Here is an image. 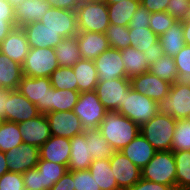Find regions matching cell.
<instances>
[{"mask_svg": "<svg viewBox=\"0 0 190 190\" xmlns=\"http://www.w3.org/2000/svg\"><path fill=\"white\" fill-rule=\"evenodd\" d=\"M98 130L115 151L123 149L140 133L134 121L117 111H107Z\"/></svg>", "mask_w": 190, "mask_h": 190, "instance_id": "1", "label": "cell"}, {"mask_svg": "<svg viewBox=\"0 0 190 190\" xmlns=\"http://www.w3.org/2000/svg\"><path fill=\"white\" fill-rule=\"evenodd\" d=\"M177 120L172 116L158 113L140 127V133L156 151L171 150Z\"/></svg>", "mask_w": 190, "mask_h": 190, "instance_id": "2", "label": "cell"}, {"mask_svg": "<svg viewBox=\"0 0 190 190\" xmlns=\"http://www.w3.org/2000/svg\"><path fill=\"white\" fill-rule=\"evenodd\" d=\"M117 112L141 127L159 113V103L131 89Z\"/></svg>", "mask_w": 190, "mask_h": 190, "instance_id": "3", "label": "cell"}, {"mask_svg": "<svg viewBox=\"0 0 190 190\" xmlns=\"http://www.w3.org/2000/svg\"><path fill=\"white\" fill-rule=\"evenodd\" d=\"M142 179L176 187V162L171 150L157 151L141 169Z\"/></svg>", "mask_w": 190, "mask_h": 190, "instance_id": "4", "label": "cell"}, {"mask_svg": "<svg viewBox=\"0 0 190 190\" xmlns=\"http://www.w3.org/2000/svg\"><path fill=\"white\" fill-rule=\"evenodd\" d=\"M159 112L176 120L190 118V84L186 80L171 84L169 94L159 102Z\"/></svg>", "mask_w": 190, "mask_h": 190, "instance_id": "5", "label": "cell"}, {"mask_svg": "<svg viewBox=\"0 0 190 190\" xmlns=\"http://www.w3.org/2000/svg\"><path fill=\"white\" fill-rule=\"evenodd\" d=\"M17 90L37 106L41 114L51 112L52 86L50 77L22 76Z\"/></svg>", "mask_w": 190, "mask_h": 190, "instance_id": "6", "label": "cell"}, {"mask_svg": "<svg viewBox=\"0 0 190 190\" xmlns=\"http://www.w3.org/2000/svg\"><path fill=\"white\" fill-rule=\"evenodd\" d=\"M76 16L79 31L105 34L110 24L106 3L82 2L76 9Z\"/></svg>", "mask_w": 190, "mask_h": 190, "instance_id": "7", "label": "cell"}, {"mask_svg": "<svg viewBox=\"0 0 190 190\" xmlns=\"http://www.w3.org/2000/svg\"><path fill=\"white\" fill-rule=\"evenodd\" d=\"M59 67L54 48H30L22 65L24 76L50 77Z\"/></svg>", "mask_w": 190, "mask_h": 190, "instance_id": "8", "label": "cell"}, {"mask_svg": "<svg viewBox=\"0 0 190 190\" xmlns=\"http://www.w3.org/2000/svg\"><path fill=\"white\" fill-rule=\"evenodd\" d=\"M73 112L78 116L85 129H98L107 110L94 90L79 94Z\"/></svg>", "mask_w": 190, "mask_h": 190, "instance_id": "9", "label": "cell"}, {"mask_svg": "<svg viewBox=\"0 0 190 190\" xmlns=\"http://www.w3.org/2000/svg\"><path fill=\"white\" fill-rule=\"evenodd\" d=\"M131 89L130 78H116L98 81L95 91L107 111H117Z\"/></svg>", "mask_w": 190, "mask_h": 190, "instance_id": "10", "label": "cell"}, {"mask_svg": "<svg viewBox=\"0 0 190 190\" xmlns=\"http://www.w3.org/2000/svg\"><path fill=\"white\" fill-rule=\"evenodd\" d=\"M39 22L63 38L76 36L79 32L76 11L51 7Z\"/></svg>", "mask_w": 190, "mask_h": 190, "instance_id": "11", "label": "cell"}, {"mask_svg": "<svg viewBox=\"0 0 190 190\" xmlns=\"http://www.w3.org/2000/svg\"><path fill=\"white\" fill-rule=\"evenodd\" d=\"M7 159L9 172L23 174L24 172L36 168L40 160V150L38 147L22 142L18 147H13L8 152H4Z\"/></svg>", "mask_w": 190, "mask_h": 190, "instance_id": "12", "label": "cell"}, {"mask_svg": "<svg viewBox=\"0 0 190 190\" xmlns=\"http://www.w3.org/2000/svg\"><path fill=\"white\" fill-rule=\"evenodd\" d=\"M45 115L53 136L71 139L85 131L80 119L73 110L48 112Z\"/></svg>", "mask_w": 190, "mask_h": 190, "instance_id": "13", "label": "cell"}, {"mask_svg": "<svg viewBox=\"0 0 190 190\" xmlns=\"http://www.w3.org/2000/svg\"><path fill=\"white\" fill-rule=\"evenodd\" d=\"M110 166L121 190H128L142 178L141 169L131 162L121 151H116L112 154Z\"/></svg>", "mask_w": 190, "mask_h": 190, "instance_id": "14", "label": "cell"}, {"mask_svg": "<svg viewBox=\"0 0 190 190\" xmlns=\"http://www.w3.org/2000/svg\"><path fill=\"white\" fill-rule=\"evenodd\" d=\"M130 83L133 90L146 95L158 103L169 94L171 87V83L157 77L149 71L131 77Z\"/></svg>", "mask_w": 190, "mask_h": 190, "instance_id": "15", "label": "cell"}, {"mask_svg": "<svg viewBox=\"0 0 190 190\" xmlns=\"http://www.w3.org/2000/svg\"><path fill=\"white\" fill-rule=\"evenodd\" d=\"M98 81H108L116 78H127L122 61L121 51L108 48L94 60Z\"/></svg>", "mask_w": 190, "mask_h": 190, "instance_id": "16", "label": "cell"}, {"mask_svg": "<svg viewBox=\"0 0 190 190\" xmlns=\"http://www.w3.org/2000/svg\"><path fill=\"white\" fill-rule=\"evenodd\" d=\"M19 130L24 143L38 148L52 136L45 114L19 123Z\"/></svg>", "mask_w": 190, "mask_h": 190, "instance_id": "17", "label": "cell"}, {"mask_svg": "<svg viewBox=\"0 0 190 190\" xmlns=\"http://www.w3.org/2000/svg\"><path fill=\"white\" fill-rule=\"evenodd\" d=\"M6 121L21 123L40 115L36 105L18 90H13L7 98Z\"/></svg>", "mask_w": 190, "mask_h": 190, "instance_id": "18", "label": "cell"}, {"mask_svg": "<svg viewBox=\"0 0 190 190\" xmlns=\"http://www.w3.org/2000/svg\"><path fill=\"white\" fill-rule=\"evenodd\" d=\"M29 49L26 34L20 27H15L0 43V52L20 65H23Z\"/></svg>", "mask_w": 190, "mask_h": 190, "instance_id": "19", "label": "cell"}, {"mask_svg": "<svg viewBox=\"0 0 190 190\" xmlns=\"http://www.w3.org/2000/svg\"><path fill=\"white\" fill-rule=\"evenodd\" d=\"M131 47L153 58L162 53L159 36L149 27H128Z\"/></svg>", "mask_w": 190, "mask_h": 190, "instance_id": "20", "label": "cell"}, {"mask_svg": "<svg viewBox=\"0 0 190 190\" xmlns=\"http://www.w3.org/2000/svg\"><path fill=\"white\" fill-rule=\"evenodd\" d=\"M22 29L30 48H54L63 39L57 32L47 28L39 21L28 24Z\"/></svg>", "mask_w": 190, "mask_h": 190, "instance_id": "21", "label": "cell"}, {"mask_svg": "<svg viewBox=\"0 0 190 190\" xmlns=\"http://www.w3.org/2000/svg\"><path fill=\"white\" fill-rule=\"evenodd\" d=\"M40 159L65 165L68 167L70 159V139L51 136L40 148Z\"/></svg>", "mask_w": 190, "mask_h": 190, "instance_id": "22", "label": "cell"}, {"mask_svg": "<svg viewBox=\"0 0 190 190\" xmlns=\"http://www.w3.org/2000/svg\"><path fill=\"white\" fill-rule=\"evenodd\" d=\"M51 7L45 0H23L22 3L14 8L16 27L22 28L40 21Z\"/></svg>", "mask_w": 190, "mask_h": 190, "instance_id": "23", "label": "cell"}, {"mask_svg": "<svg viewBox=\"0 0 190 190\" xmlns=\"http://www.w3.org/2000/svg\"><path fill=\"white\" fill-rule=\"evenodd\" d=\"M82 59L95 60L109 48L104 33L79 31L76 35Z\"/></svg>", "mask_w": 190, "mask_h": 190, "instance_id": "24", "label": "cell"}, {"mask_svg": "<svg viewBox=\"0 0 190 190\" xmlns=\"http://www.w3.org/2000/svg\"><path fill=\"white\" fill-rule=\"evenodd\" d=\"M120 151L140 169L145 167L157 152L141 133Z\"/></svg>", "mask_w": 190, "mask_h": 190, "instance_id": "25", "label": "cell"}, {"mask_svg": "<svg viewBox=\"0 0 190 190\" xmlns=\"http://www.w3.org/2000/svg\"><path fill=\"white\" fill-rule=\"evenodd\" d=\"M70 149L71 153L67 170L78 171L88 169L94 159L90 154V148L85 139L84 132L70 139Z\"/></svg>", "mask_w": 190, "mask_h": 190, "instance_id": "26", "label": "cell"}, {"mask_svg": "<svg viewBox=\"0 0 190 190\" xmlns=\"http://www.w3.org/2000/svg\"><path fill=\"white\" fill-rule=\"evenodd\" d=\"M120 51L127 78L149 71L151 57L147 56L144 52H139L131 46Z\"/></svg>", "mask_w": 190, "mask_h": 190, "instance_id": "27", "label": "cell"}, {"mask_svg": "<svg viewBox=\"0 0 190 190\" xmlns=\"http://www.w3.org/2000/svg\"><path fill=\"white\" fill-rule=\"evenodd\" d=\"M76 76L78 91H94L98 83V75L94 60L81 59L72 66Z\"/></svg>", "mask_w": 190, "mask_h": 190, "instance_id": "28", "label": "cell"}, {"mask_svg": "<svg viewBox=\"0 0 190 190\" xmlns=\"http://www.w3.org/2000/svg\"><path fill=\"white\" fill-rule=\"evenodd\" d=\"M159 42L163 54L175 57L186 45L183 35L182 20H176L172 27L160 35Z\"/></svg>", "mask_w": 190, "mask_h": 190, "instance_id": "29", "label": "cell"}, {"mask_svg": "<svg viewBox=\"0 0 190 190\" xmlns=\"http://www.w3.org/2000/svg\"><path fill=\"white\" fill-rule=\"evenodd\" d=\"M88 169L101 190H121L111 170L110 158L95 159Z\"/></svg>", "mask_w": 190, "mask_h": 190, "instance_id": "30", "label": "cell"}, {"mask_svg": "<svg viewBox=\"0 0 190 190\" xmlns=\"http://www.w3.org/2000/svg\"><path fill=\"white\" fill-rule=\"evenodd\" d=\"M22 76V65L0 52V88L17 90Z\"/></svg>", "mask_w": 190, "mask_h": 190, "instance_id": "31", "label": "cell"}, {"mask_svg": "<svg viewBox=\"0 0 190 190\" xmlns=\"http://www.w3.org/2000/svg\"><path fill=\"white\" fill-rule=\"evenodd\" d=\"M141 4V0H124L115 4H107L110 24L128 27L132 15Z\"/></svg>", "mask_w": 190, "mask_h": 190, "instance_id": "32", "label": "cell"}, {"mask_svg": "<svg viewBox=\"0 0 190 190\" xmlns=\"http://www.w3.org/2000/svg\"><path fill=\"white\" fill-rule=\"evenodd\" d=\"M149 72L171 84L179 80L174 57L167 54L161 53L151 58Z\"/></svg>", "mask_w": 190, "mask_h": 190, "instance_id": "33", "label": "cell"}, {"mask_svg": "<svg viewBox=\"0 0 190 190\" xmlns=\"http://www.w3.org/2000/svg\"><path fill=\"white\" fill-rule=\"evenodd\" d=\"M54 50L59 66L72 67L82 59L76 36L63 38Z\"/></svg>", "mask_w": 190, "mask_h": 190, "instance_id": "34", "label": "cell"}, {"mask_svg": "<svg viewBox=\"0 0 190 190\" xmlns=\"http://www.w3.org/2000/svg\"><path fill=\"white\" fill-rule=\"evenodd\" d=\"M84 136L94 160L110 158L116 152L98 129H85Z\"/></svg>", "mask_w": 190, "mask_h": 190, "instance_id": "35", "label": "cell"}, {"mask_svg": "<svg viewBox=\"0 0 190 190\" xmlns=\"http://www.w3.org/2000/svg\"><path fill=\"white\" fill-rule=\"evenodd\" d=\"M36 168L40 171L42 190L50 188L66 173L67 167L62 164L39 160Z\"/></svg>", "mask_w": 190, "mask_h": 190, "instance_id": "36", "label": "cell"}, {"mask_svg": "<svg viewBox=\"0 0 190 190\" xmlns=\"http://www.w3.org/2000/svg\"><path fill=\"white\" fill-rule=\"evenodd\" d=\"M23 142L19 124L10 121H0V151L8 152Z\"/></svg>", "mask_w": 190, "mask_h": 190, "instance_id": "37", "label": "cell"}, {"mask_svg": "<svg viewBox=\"0 0 190 190\" xmlns=\"http://www.w3.org/2000/svg\"><path fill=\"white\" fill-rule=\"evenodd\" d=\"M79 94V91L60 90L52 87L51 112L73 110Z\"/></svg>", "mask_w": 190, "mask_h": 190, "instance_id": "38", "label": "cell"}, {"mask_svg": "<svg viewBox=\"0 0 190 190\" xmlns=\"http://www.w3.org/2000/svg\"><path fill=\"white\" fill-rule=\"evenodd\" d=\"M54 89L78 91L76 76L72 67L59 66L50 76Z\"/></svg>", "mask_w": 190, "mask_h": 190, "instance_id": "39", "label": "cell"}, {"mask_svg": "<svg viewBox=\"0 0 190 190\" xmlns=\"http://www.w3.org/2000/svg\"><path fill=\"white\" fill-rule=\"evenodd\" d=\"M176 162V187L190 189V151L173 152Z\"/></svg>", "mask_w": 190, "mask_h": 190, "instance_id": "40", "label": "cell"}, {"mask_svg": "<svg viewBox=\"0 0 190 190\" xmlns=\"http://www.w3.org/2000/svg\"><path fill=\"white\" fill-rule=\"evenodd\" d=\"M171 151H190V118L177 120Z\"/></svg>", "mask_w": 190, "mask_h": 190, "instance_id": "41", "label": "cell"}, {"mask_svg": "<svg viewBox=\"0 0 190 190\" xmlns=\"http://www.w3.org/2000/svg\"><path fill=\"white\" fill-rule=\"evenodd\" d=\"M105 35L110 48L121 50L131 46L128 27L109 24Z\"/></svg>", "mask_w": 190, "mask_h": 190, "instance_id": "42", "label": "cell"}, {"mask_svg": "<svg viewBox=\"0 0 190 190\" xmlns=\"http://www.w3.org/2000/svg\"><path fill=\"white\" fill-rule=\"evenodd\" d=\"M173 18L167 11L154 12L150 16L149 28L158 36L165 33L175 23Z\"/></svg>", "mask_w": 190, "mask_h": 190, "instance_id": "43", "label": "cell"}, {"mask_svg": "<svg viewBox=\"0 0 190 190\" xmlns=\"http://www.w3.org/2000/svg\"><path fill=\"white\" fill-rule=\"evenodd\" d=\"M74 190H101L89 169L73 171Z\"/></svg>", "mask_w": 190, "mask_h": 190, "instance_id": "44", "label": "cell"}, {"mask_svg": "<svg viewBox=\"0 0 190 190\" xmlns=\"http://www.w3.org/2000/svg\"><path fill=\"white\" fill-rule=\"evenodd\" d=\"M179 80L190 78V46L185 45L174 57Z\"/></svg>", "mask_w": 190, "mask_h": 190, "instance_id": "45", "label": "cell"}, {"mask_svg": "<svg viewBox=\"0 0 190 190\" xmlns=\"http://www.w3.org/2000/svg\"><path fill=\"white\" fill-rule=\"evenodd\" d=\"M167 12L176 20L188 19L190 14V0H169Z\"/></svg>", "mask_w": 190, "mask_h": 190, "instance_id": "46", "label": "cell"}, {"mask_svg": "<svg viewBox=\"0 0 190 190\" xmlns=\"http://www.w3.org/2000/svg\"><path fill=\"white\" fill-rule=\"evenodd\" d=\"M22 174L15 172L4 173L0 177V190H24Z\"/></svg>", "mask_w": 190, "mask_h": 190, "instance_id": "47", "label": "cell"}, {"mask_svg": "<svg viewBox=\"0 0 190 190\" xmlns=\"http://www.w3.org/2000/svg\"><path fill=\"white\" fill-rule=\"evenodd\" d=\"M25 189L42 190L40 171L37 168L30 169L22 174Z\"/></svg>", "mask_w": 190, "mask_h": 190, "instance_id": "48", "label": "cell"}, {"mask_svg": "<svg viewBox=\"0 0 190 190\" xmlns=\"http://www.w3.org/2000/svg\"><path fill=\"white\" fill-rule=\"evenodd\" d=\"M151 12H149L143 5H139L136 12L132 15L128 27H149Z\"/></svg>", "mask_w": 190, "mask_h": 190, "instance_id": "49", "label": "cell"}, {"mask_svg": "<svg viewBox=\"0 0 190 190\" xmlns=\"http://www.w3.org/2000/svg\"><path fill=\"white\" fill-rule=\"evenodd\" d=\"M172 187L161 184L155 183L153 181H149L146 179H140L137 183H135L132 187L128 190H170Z\"/></svg>", "mask_w": 190, "mask_h": 190, "instance_id": "50", "label": "cell"}, {"mask_svg": "<svg viewBox=\"0 0 190 190\" xmlns=\"http://www.w3.org/2000/svg\"><path fill=\"white\" fill-rule=\"evenodd\" d=\"M50 190H74L73 171L66 173L50 188Z\"/></svg>", "mask_w": 190, "mask_h": 190, "instance_id": "51", "label": "cell"}, {"mask_svg": "<svg viewBox=\"0 0 190 190\" xmlns=\"http://www.w3.org/2000/svg\"><path fill=\"white\" fill-rule=\"evenodd\" d=\"M0 20L7 21L16 27L14 8L6 0H0Z\"/></svg>", "mask_w": 190, "mask_h": 190, "instance_id": "52", "label": "cell"}, {"mask_svg": "<svg viewBox=\"0 0 190 190\" xmlns=\"http://www.w3.org/2000/svg\"><path fill=\"white\" fill-rule=\"evenodd\" d=\"M168 4L169 0H141V5L151 13L167 11Z\"/></svg>", "mask_w": 190, "mask_h": 190, "instance_id": "53", "label": "cell"}, {"mask_svg": "<svg viewBox=\"0 0 190 190\" xmlns=\"http://www.w3.org/2000/svg\"><path fill=\"white\" fill-rule=\"evenodd\" d=\"M52 7L59 9H66L70 11H76V9L82 3V0H45Z\"/></svg>", "mask_w": 190, "mask_h": 190, "instance_id": "54", "label": "cell"}, {"mask_svg": "<svg viewBox=\"0 0 190 190\" xmlns=\"http://www.w3.org/2000/svg\"><path fill=\"white\" fill-rule=\"evenodd\" d=\"M13 90L0 88V121H6L7 98Z\"/></svg>", "mask_w": 190, "mask_h": 190, "instance_id": "55", "label": "cell"}, {"mask_svg": "<svg viewBox=\"0 0 190 190\" xmlns=\"http://www.w3.org/2000/svg\"><path fill=\"white\" fill-rule=\"evenodd\" d=\"M15 27L7 22L0 20V43L6 38V36L14 29Z\"/></svg>", "mask_w": 190, "mask_h": 190, "instance_id": "56", "label": "cell"}, {"mask_svg": "<svg viewBox=\"0 0 190 190\" xmlns=\"http://www.w3.org/2000/svg\"><path fill=\"white\" fill-rule=\"evenodd\" d=\"M182 25L185 44L190 46V20H182Z\"/></svg>", "mask_w": 190, "mask_h": 190, "instance_id": "57", "label": "cell"}, {"mask_svg": "<svg viewBox=\"0 0 190 190\" xmlns=\"http://www.w3.org/2000/svg\"><path fill=\"white\" fill-rule=\"evenodd\" d=\"M7 159L4 155V152L0 151V177L4 174L9 172L8 165L6 163Z\"/></svg>", "mask_w": 190, "mask_h": 190, "instance_id": "58", "label": "cell"}, {"mask_svg": "<svg viewBox=\"0 0 190 190\" xmlns=\"http://www.w3.org/2000/svg\"><path fill=\"white\" fill-rule=\"evenodd\" d=\"M8 3L12 5L13 8H16L23 0H6Z\"/></svg>", "mask_w": 190, "mask_h": 190, "instance_id": "59", "label": "cell"}, {"mask_svg": "<svg viewBox=\"0 0 190 190\" xmlns=\"http://www.w3.org/2000/svg\"><path fill=\"white\" fill-rule=\"evenodd\" d=\"M82 2H90V3H105L106 0H82Z\"/></svg>", "mask_w": 190, "mask_h": 190, "instance_id": "60", "label": "cell"}, {"mask_svg": "<svg viewBox=\"0 0 190 190\" xmlns=\"http://www.w3.org/2000/svg\"><path fill=\"white\" fill-rule=\"evenodd\" d=\"M120 1H124V0H106V4H115V3H119ZM127 1V0H126Z\"/></svg>", "mask_w": 190, "mask_h": 190, "instance_id": "61", "label": "cell"}, {"mask_svg": "<svg viewBox=\"0 0 190 190\" xmlns=\"http://www.w3.org/2000/svg\"><path fill=\"white\" fill-rule=\"evenodd\" d=\"M170 190H190L188 188H178V187H174V188H171Z\"/></svg>", "mask_w": 190, "mask_h": 190, "instance_id": "62", "label": "cell"}]
</instances>
